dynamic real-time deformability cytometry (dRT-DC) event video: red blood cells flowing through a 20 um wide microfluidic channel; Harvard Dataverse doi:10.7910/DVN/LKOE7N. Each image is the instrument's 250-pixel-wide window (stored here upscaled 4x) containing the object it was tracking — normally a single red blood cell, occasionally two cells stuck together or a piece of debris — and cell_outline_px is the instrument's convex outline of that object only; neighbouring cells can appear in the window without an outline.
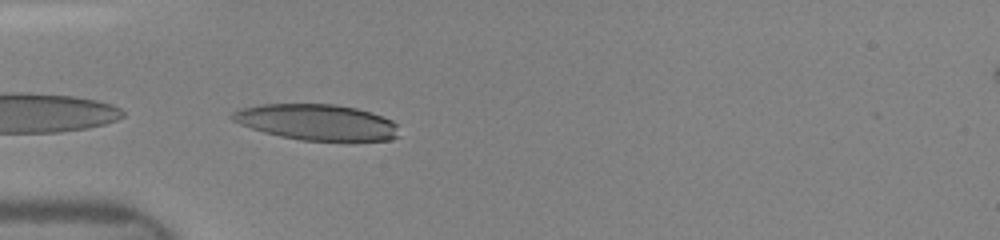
{"species": "human", "species_latin": "Homo sapiens", "temperature_condition": "room temperature", "stored_images_in_passage": 19, "camera_frame_rate_fps": 3000, "um_per_image_px": 0.085, "donor": {"sex": "female"}, "frame": {"image": 1, "passage_image": 2, "time_ms": 0.333, "image_size_px": [1000, 240], "cell_outline_px": [[400, 136], [392, 140], [300, 140], [280, 136], [264, 132], [240, 124], [232, 120], [228, 116], [232, 112], [240, 108], [264, 104], [336, 104], [356, 108], [392, 120], [396, 124]], "centroid_in_image_um": [26.91, 10.38], "position_along_channel_um": 58.1, "area_um2": 34.74}}
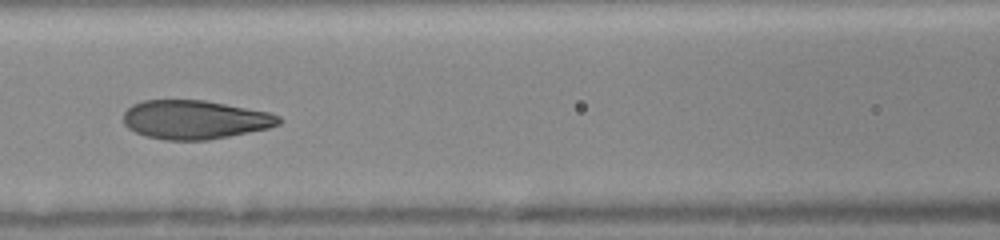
{"frame": {"image": 2, "passage_image": 7, "time_ms": 2.667, "image_size_px": [1000, 240], "cell_outline_px": [[284, 120], [280, 124], [268, 128], [208, 140], [164, 140], [148, 136], [136, 132], [128, 128], [124, 124], [124, 112], [132, 104], [144, 100], [204, 100], [268, 112], [280, 116]], "centroid_in_image_um": [16.56, 10.17], "position_along_channel_um": 150.0, "area_um2": 35.03}}
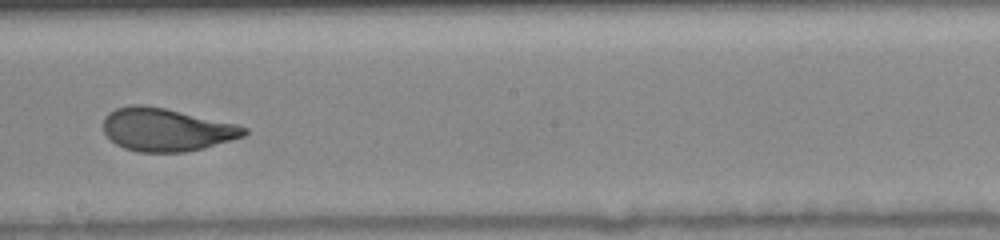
{"frame": {"image": 3, "passage_image": 15, "time_ms": 4.667, "image_size_px": [1000, 240], "cell_outline_px": [[248, 132], [244, 136], [204, 148], [184, 152], [136, 152], [124, 148], [116, 144], [104, 132], [104, 116], [108, 112], [116, 108], [132, 104], [140, 104], [164, 108], [236, 124], [248, 128]], "centroid_in_image_um": [14.12, 11.02], "position_along_channel_um": 234.1, "area_um2": 35.14}}